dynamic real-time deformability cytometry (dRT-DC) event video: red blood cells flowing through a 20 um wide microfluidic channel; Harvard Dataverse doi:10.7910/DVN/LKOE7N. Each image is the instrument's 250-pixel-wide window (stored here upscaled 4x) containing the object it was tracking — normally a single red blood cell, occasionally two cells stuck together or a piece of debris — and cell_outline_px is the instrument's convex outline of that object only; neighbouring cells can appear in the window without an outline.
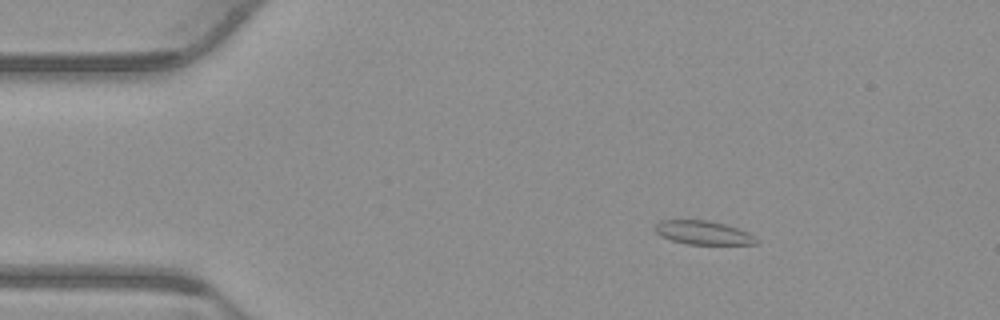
{"species": "common noctule bat (a hibernating species)", "species_latin": "Nyctalus noctula", "temperature_condition": "warm", "stored_images_in_passage": 54, "camera_frame_rate_fps": 3000, "um_per_image_px": 0.085, "animal": {"sex": "male", "body_mass_g": 23.1, "forearm_length_mm": 52.7}, "frame": {"image": 1, "passage_image": 9, "time_ms": 2.667, "image_size_px": [1000, 320], "cell_outline_px": [[760, 240], [756, 244], [688, 244], [672, 240], [660, 236], [652, 228], [660, 220], [708, 220], [724, 224], [748, 232]], "centroid_in_image_um": [59.75, 19.77], "position_along_channel_um": 25.3, "area_um2": 13.99}}
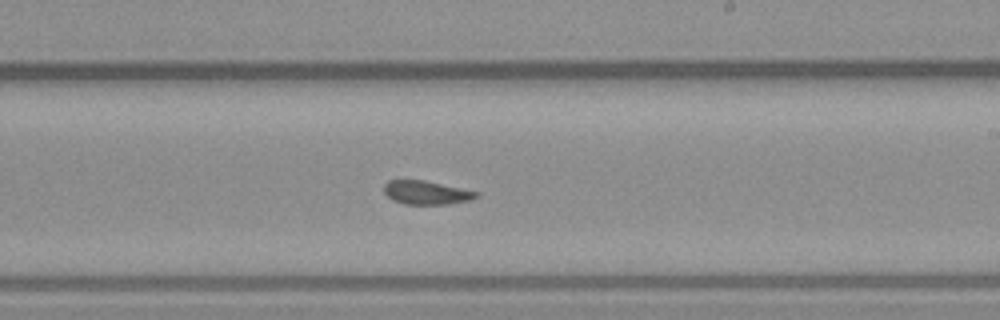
{"frame": {"image": 2, "passage_image": 32, "time_ms": 10.333, "image_size_px": [1000, 320], "cell_outline_px": [[480, 196], [468, 200], [448, 204], [404, 204], [392, 200], [384, 192], [384, 184], [388, 180], [424, 180], [476, 192]], "centroid_in_image_um": [36.18, 16.37], "position_along_channel_um": 252.8, "area_um2": 12.48}}
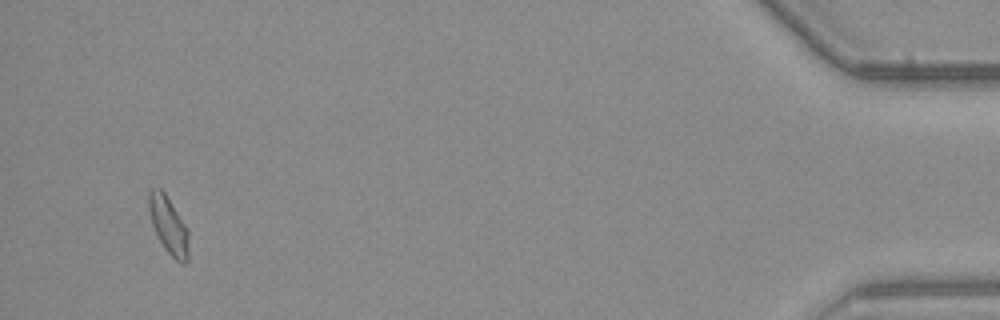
{"frame": {"image": 3, "passage_image": 52, "time_ms": 17.0, "image_size_px": [1000, 320], "cell_outline_px": [[188, 260], [184, 264], [180, 264], [164, 248], [152, 224], [148, 208], [148, 192], [152, 188], [160, 188], [164, 192], [188, 228]], "centroid_in_image_um": [14.33, 19.15], "position_along_channel_um": 420.9, "area_um2": 13.24}, "authors_computed_cell_mechanics": {"area_um2": 13.4385, "velocity_mm_per_s": 3.8213, "shape_relaxation_time_tau1_ms": 9.2264, "shape_relaxation_time_tau2_ms": 0.8617, "deformation_change_tau1": 0.1715, "deformation_change_tau2": 0.058}}